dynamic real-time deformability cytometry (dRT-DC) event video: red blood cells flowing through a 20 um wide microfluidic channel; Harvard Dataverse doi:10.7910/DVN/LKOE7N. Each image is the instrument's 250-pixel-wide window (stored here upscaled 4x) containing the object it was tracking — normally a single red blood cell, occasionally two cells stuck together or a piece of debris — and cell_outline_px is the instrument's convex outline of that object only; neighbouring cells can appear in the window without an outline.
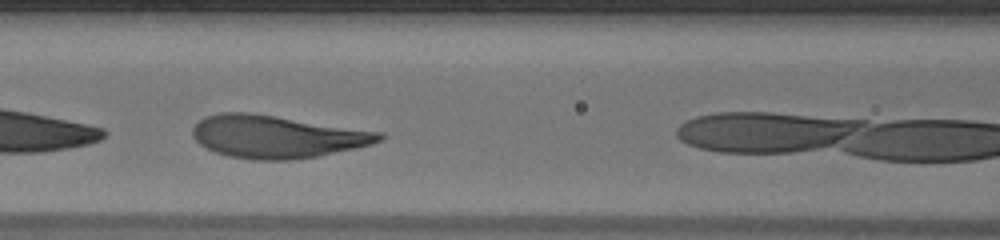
{"species": "human", "species_latin": "Homo sapiens", "temperature_condition": "warm", "stored_images_in_passage": 17, "camera_frame_rate_fps": 3000, "um_per_image_px": 0.085, "donor": {"sex": "male"}, "frame": {"image": 1, "passage_image": 6, "time_ms": 1.667, "image_size_px": [1000, 240], "cell_outline_px": [[384, 136], [380, 140], [368, 144], [352, 148], [316, 156], [292, 160], [252, 160], [228, 156], [216, 152], [200, 144], [192, 136], [192, 128], [204, 116], [220, 112], [248, 112], [380, 132]], "centroid_in_image_um": [23.42, 11.61], "position_along_channel_um": 143.2, "area_um2": 45.66}}